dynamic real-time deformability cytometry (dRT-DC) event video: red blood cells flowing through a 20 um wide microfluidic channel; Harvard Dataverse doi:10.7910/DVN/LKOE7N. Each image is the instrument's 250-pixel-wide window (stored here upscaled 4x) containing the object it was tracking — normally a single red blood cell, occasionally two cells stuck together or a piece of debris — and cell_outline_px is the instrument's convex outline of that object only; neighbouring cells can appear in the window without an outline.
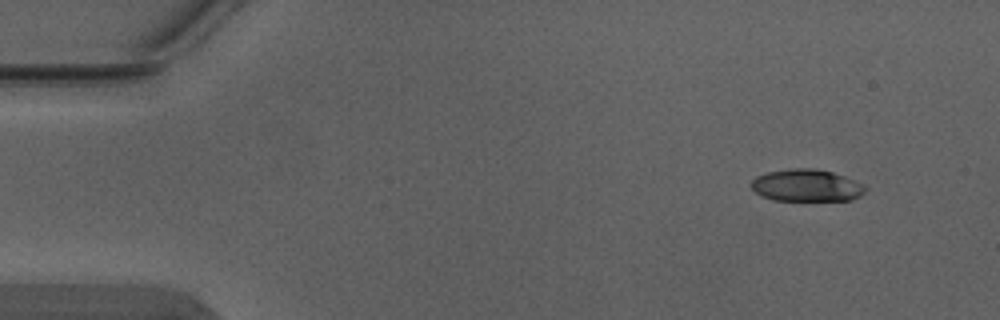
{"species": "Egyptian fruit bat (a non-hibernating species)", "species_latin": "Rousettus aegyptiacus", "temperature_condition": "warm", "stored_images_in_passage": 4, "camera_frame_rate_fps": 3000, "um_per_image_px": 0.085, "animal": {"sex": "male"}, "frame": {"image": 1, "passage_image": 1, "time_ms": 0.0, "image_size_px": [1000, 320], "cell_outline_px": [[868, 188], [860, 196], [852, 200], [772, 200], [756, 192], [752, 188], [752, 180], [756, 176], [768, 172], [792, 168], [816, 168], [832, 172], [844, 176], [864, 184]], "centroid_in_image_um": [68.59, 15.76], "position_along_channel_um": 16.4, "area_um2": 21.33}}
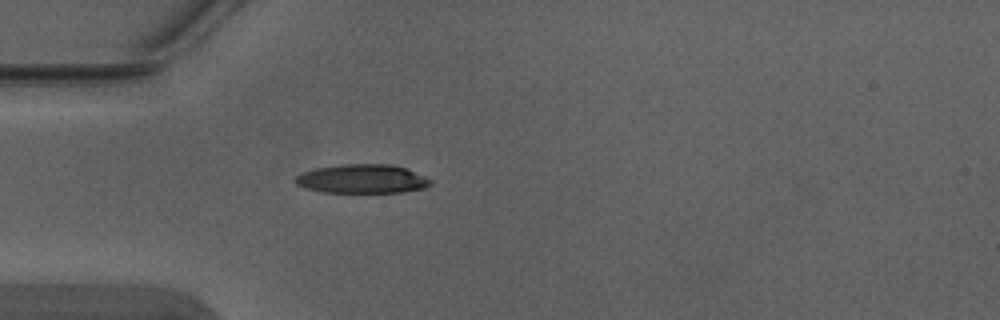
{"frame": {"image": 2, "passage_image": 4, "time_ms": 1.0, "image_size_px": [1000, 320], "cell_outline_px": [[432, 184], [424, 188], [400, 192], [324, 192], [304, 188], [296, 184], [292, 180], [296, 176], [304, 172], [316, 168], [340, 164], [392, 164], [408, 168], [432, 180]], "centroid_in_image_um": [30.79, 15.19], "position_along_channel_um": 54.2, "area_um2": 22.89}}